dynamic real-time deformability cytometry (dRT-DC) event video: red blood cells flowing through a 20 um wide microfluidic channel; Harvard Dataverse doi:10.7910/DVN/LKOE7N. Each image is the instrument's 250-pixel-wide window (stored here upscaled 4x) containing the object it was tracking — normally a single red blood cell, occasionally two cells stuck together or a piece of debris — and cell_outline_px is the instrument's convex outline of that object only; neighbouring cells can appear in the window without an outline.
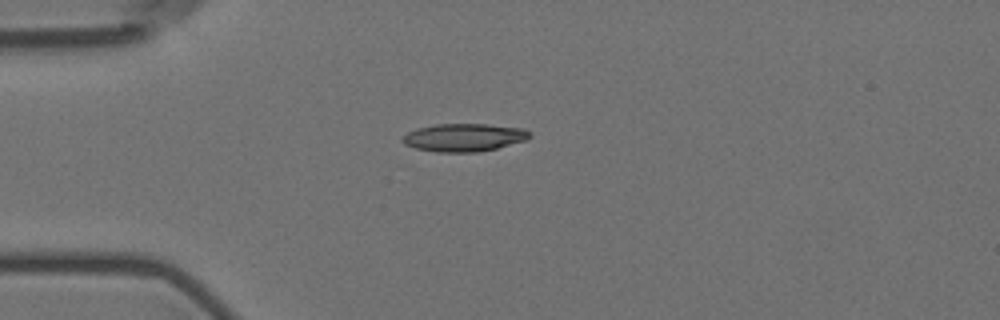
{"species": "Egyptian fruit bat (a non-hibernating species)", "species_latin": "Rousettus aegyptiacus", "temperature_condition": "room temperature", "stored_images_in_passage": 11, "camera_frame_rate_fps": 3000, "um_per_image_px": 0.085, "animal": {"sex": "female"}, "frame": {"image": 1, "passage_image": 5, "time_ms": 5.667, "image_size_px": [1000, 320], "cell_outline_px": [[532, 136], [524, 140], [496, 148], [476, 152], [436, 152], [416, 148], [404, 144], [400, 140], [400, 136], [416, 128], [436, 124], [488, 124], [524, 128], [532, 132]], "centroid_in_image_um": [39.41, 11.67], "position_along_channel_um": 45.6, "area_um2": 20.81}}
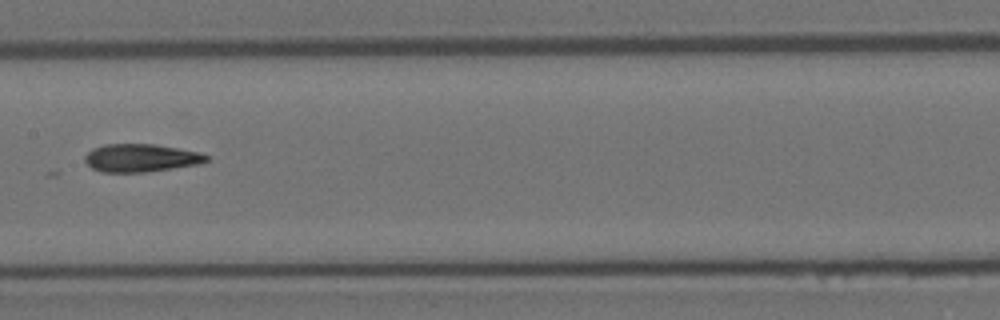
{"frame": {"image": 2, "passage_image": 9, "time_ms": 10.333, "image_size_px": [1000, 320], "cell_outline_px": [[208, 160], [200, 164], [144, 172], [104, 172], [92, 168], [84, 160], [84, 156], [92, 148], [104, 144], [152, 144], [200, 152], [208, 156]], "centroid_in_image_um": [11.95, 13.42], "position_along_channel_um": 195.4, "area_um2": 19.65}}
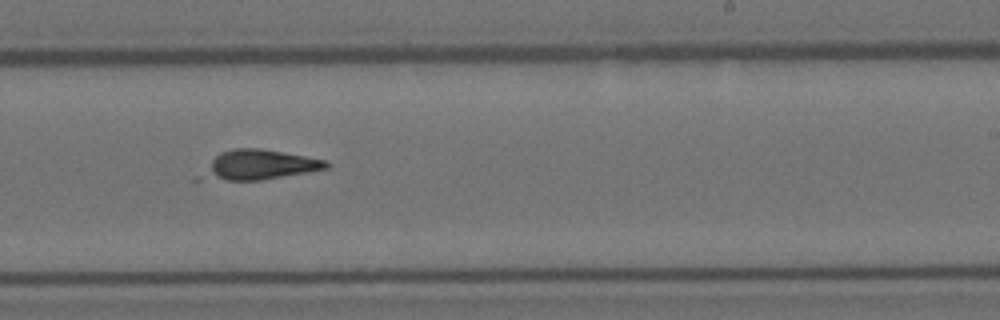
{"frame": {"image": 3, "passage_image": 11, "time_ms": 12.333, "image_size_px": [1000, 320], "cell_outline_px": [[328, 168], [308, 172], [260, 180], [192, 180], [220, 152], [232, 148], [260, 148], [328, 160]], "centroid_in_image_um": [21.92, 14.03], "position_along_channel_um": 267.1, "area_um2": 21.85}}